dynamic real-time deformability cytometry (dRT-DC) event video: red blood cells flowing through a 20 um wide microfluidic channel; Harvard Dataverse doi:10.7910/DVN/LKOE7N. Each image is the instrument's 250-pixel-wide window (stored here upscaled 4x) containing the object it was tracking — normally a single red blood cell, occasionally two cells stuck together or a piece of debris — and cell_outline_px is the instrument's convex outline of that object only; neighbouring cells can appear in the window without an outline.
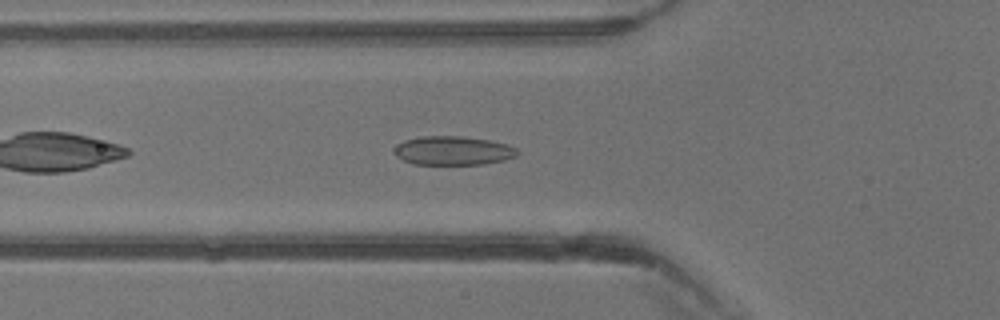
{"species": "common noctule bat (a hibernating species)", "species_latin": "Nyctalus noctula", "temperature_condition": "warm", "stored_images_in_passage": 30, "camera_frame_rate_fps": 3000, "um_per_image_px": 0.085, "animal": {"sex": "male", "body_mass_g": 13.3}, "frame": {"image": 1, "passage_image": 4, "time_ms": 1.0, "image_size_px": [1000, 320], "cell_outline_px": [[520, 152], [516, 156], [504, 160], [484, 164], [412, 164], [396, 156], [396, 148], [404, 140], [420, 136], [464, 136], [492, 140], [508, 144], [516, 148]], "centroid_in_image_um": [38.57, 12.79], "position_along_channel_um": 87.2, "area_um2": 20.75}}
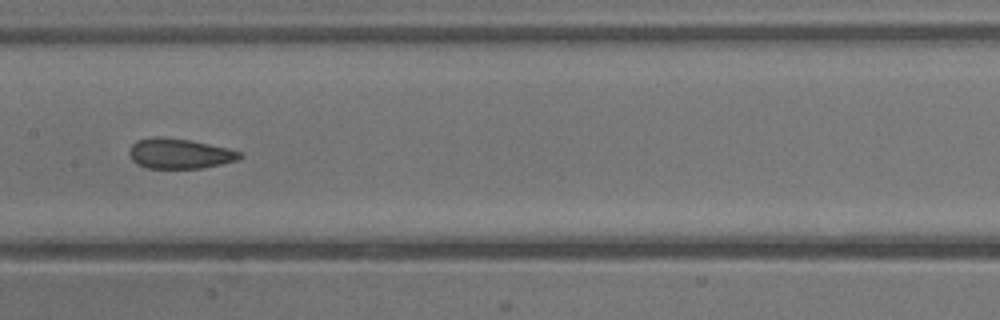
{"frame": {"image": 2, "passage_image": 10, "time_ms": 3.0, "image_size_px": [1000, 320], "cell_outline_px": [[244, 156], [236, 160], [220, 164], [200, 168], [148, 168], [136, 164], [132, 160], [128, 152], [132, 144], [136, 140], [152, 136], [164, 136], [192, 140], [228, 148], [240, 152]], "centroid_in_image_um": [15.22, 13.03], "position_along_channel_um": 192.2, "area_um2": 19.59}}
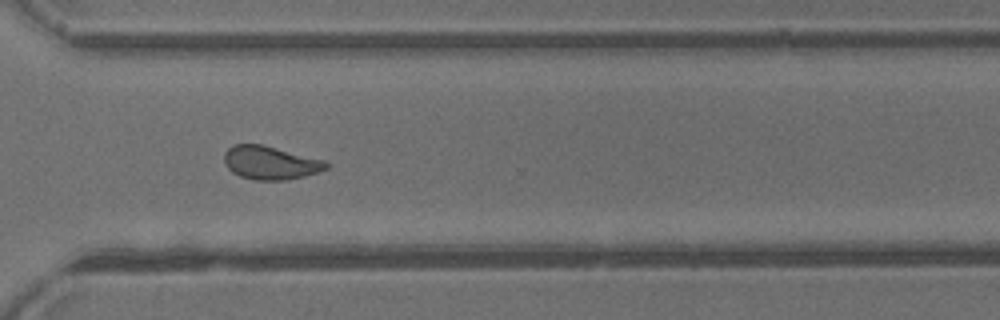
{"frame": {"image": 3, "passage_image": 19, "time_ms": 6.0, "image_size_px": [1000, 320], "cell_outline_px": [[328, 168], [304, 176], [288, 180], [256, 180], [240, 176], [232, 172], [224, 164], [224, 152], [232, 144], [260, 144], [324, 160], [328, 164]], "centroid_in_image_um": [22.93, 13.83], "position_along_channel_um": 347.7, "area_um2": 19.71}}